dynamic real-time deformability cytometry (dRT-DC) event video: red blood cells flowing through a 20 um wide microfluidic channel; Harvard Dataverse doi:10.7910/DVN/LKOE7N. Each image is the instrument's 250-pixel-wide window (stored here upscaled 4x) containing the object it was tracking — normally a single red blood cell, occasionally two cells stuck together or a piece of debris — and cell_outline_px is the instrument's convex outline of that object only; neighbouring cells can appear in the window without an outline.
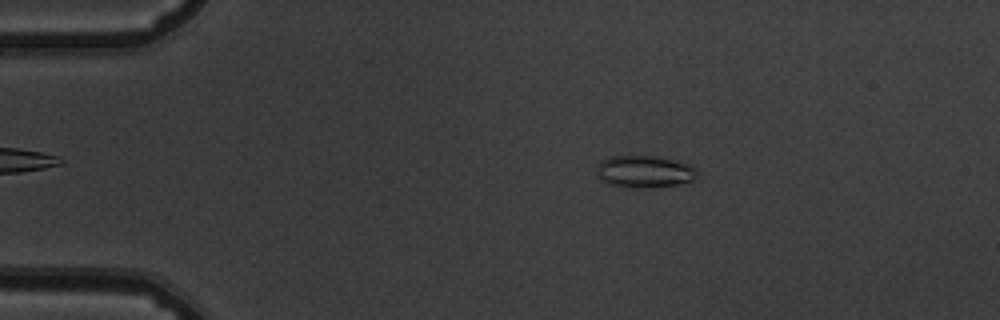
{"species": "common noctule bat (a hibernating species)", "species_latin": "Nyctalus noctula", "temperature_condition": "warm", "stored_images_in_passage": 53, "camera_frame_rate_fps": 3000, "um_per_image_px": 0.085, "animal": {"sex": "male", "body_mass_g": 19.5, "forearm_length_mm": 54.6}, "frame": {"image": 1, "passage_image": 10, "time_ms": 3.0, "image_size_px": [1000, 320], "cell_outline_px": [[696, 176], [692, 180], [676, 184], [648, 188], [632, 188], [608, 184], [600, 180], [596, 176], [596, 168], [600, 160], [608, 156], [656, 156], [692, 164], [696, 168]], "centroid_in_image_um": [54.72, 14.58], "position_along_channel_um": 30.3, "area_um2": 19.07}}
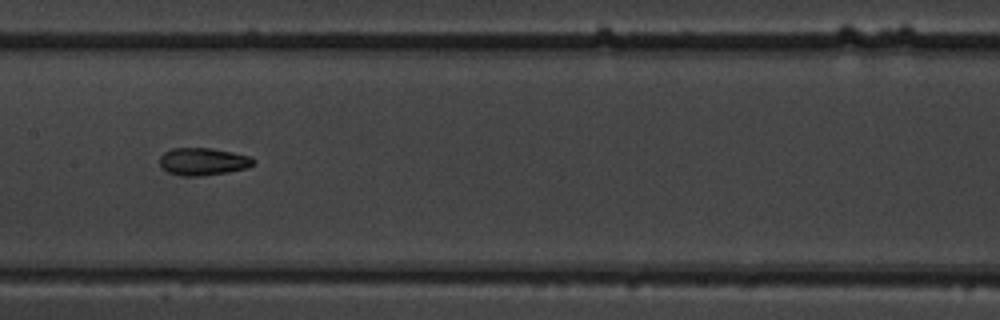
{"frame": {"image": 2, "passage_image": 27, "time_ms": 8.667, "image_size_px": [1000, 320], "cell_outline_px": [[256, 160], [248, 168], [228, 172], [196, 176], [180, 176], [168, 172], [160, 168], [160, 156], [164, 152], [172, 148], [212, 148], [252, 156]], "centroid_in_image_um": [17.25, 13.73], "position_along_channel_um": 190.1, "area_um2": 15.14}}
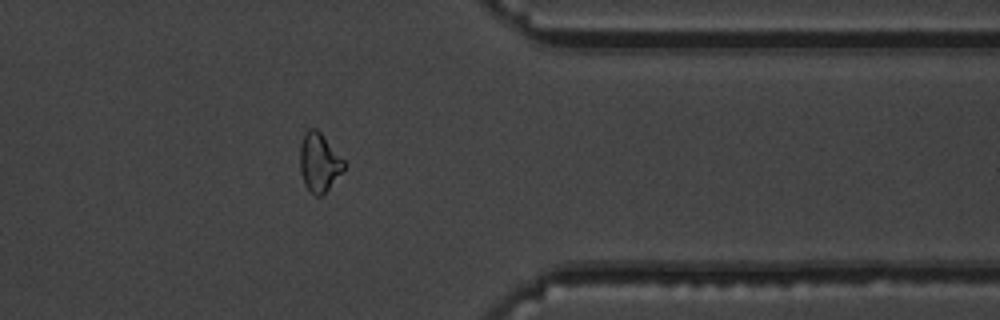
{"frame": {"image": 3, "passage_image": 43, "time_ms": 14.0, "image_size_px": [1000, 320], "cell_outline_px": [[348, 164], [328, 188], [320, 196], [316, 196], [304, 184], [300, 172], [300, 144], [304, 132], [308, 128], [316, 128], [320, 132]], "centroid_in_image_um": [27.12, 13.76], "position_along_channel_um": 384.3, "area_um2": 14.97}, "authors_computed_cell_mechanics": {"area_um2": 15.606, "velocity_mm_per_s": 3.8393, "shape_relaxation_time_tau1_ms": null, "shape_relaxation_time_tau2_ms": 4.2712, "deformation_change_tau1": null, "deformation_change_tau2": 0.1146}}